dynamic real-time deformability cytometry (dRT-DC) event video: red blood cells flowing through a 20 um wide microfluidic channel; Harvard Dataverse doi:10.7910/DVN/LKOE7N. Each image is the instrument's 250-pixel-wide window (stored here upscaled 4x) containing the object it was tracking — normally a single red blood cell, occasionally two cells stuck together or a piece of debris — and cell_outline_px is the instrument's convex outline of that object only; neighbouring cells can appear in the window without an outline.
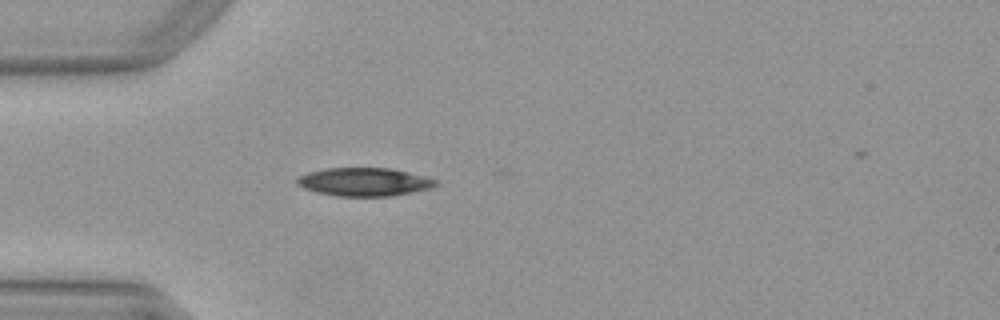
{"species": "Egyptian fruit bat (a non-hibernating species)", "species_latin": "Rousettus aegyptiacus", "temperature_condition": "warm", "stored_images_in_passage": 37, "camera_frame_rate_fps": 3000, "um_per_image_px": 0.085, "animal": {"sex": "female"}, "frame": {"image": 1, "passage_image": 1, "time_ms": 0.0, "image_size_px": [1000, 320], "cell_outline_px": [[440, 184], [432, 188], [392, 196], [336, 196], [316, 192], [304, 188], [296, 184], [296, 180], [300, 176], [308, 172], [324, 168], [388, 168], [408, 172], [440, 180]], "centroid_in_image_um": [30.99, 15.46], "position_along_channel_um": 54.0, "area_um2": 23.0}}
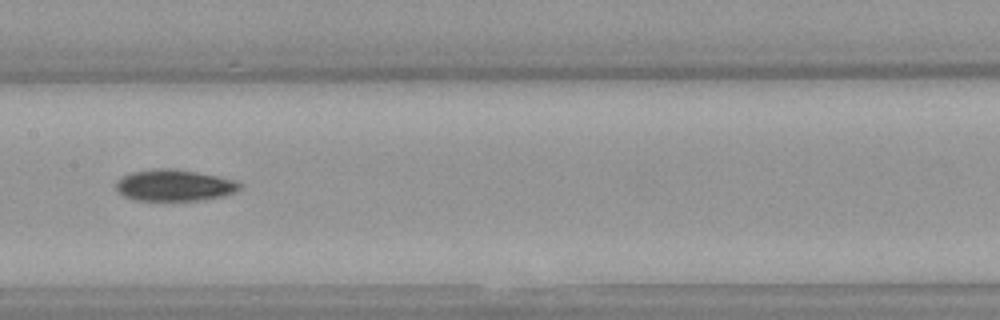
{"frame": {"image": 2, "passage_image": 12, "time_ms": 3.667, "image_size_px": [1000, 320], "cell_outline_px": [[244, 184], [236, 192], [224, 196], [204, 200], [132, 200], [116, 192], [116, 180], [132, 172], [156, 168], [176, 168], [236, 180]], "centroid_in_image_um": [14.83, 15.75], "position_along_channel_um": 192.6, "area_um2": 22.95}}
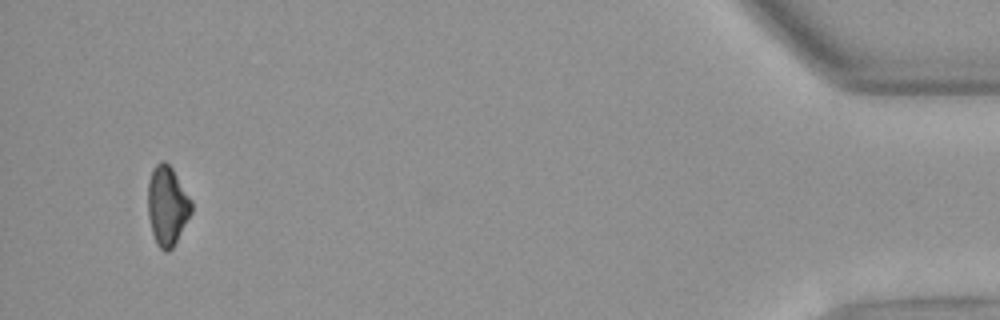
{"frame": {"image": 3, "passage_image": 35, "time_ms": 11.333, "image_size_px": [1000, 320], "cell_outline_px": [[192, 212], [172, 248], [168, 252], [164, 252], [156, 244], [152, 232], [148, 216], [148, 180], [152, 168], [160, 160], [164, 160], [172, 168], [192, 200]], "centroid_in_image_um": [14.2, 17.47], "position_along_channel_um": 421.0, "area_um2": 20.23}}